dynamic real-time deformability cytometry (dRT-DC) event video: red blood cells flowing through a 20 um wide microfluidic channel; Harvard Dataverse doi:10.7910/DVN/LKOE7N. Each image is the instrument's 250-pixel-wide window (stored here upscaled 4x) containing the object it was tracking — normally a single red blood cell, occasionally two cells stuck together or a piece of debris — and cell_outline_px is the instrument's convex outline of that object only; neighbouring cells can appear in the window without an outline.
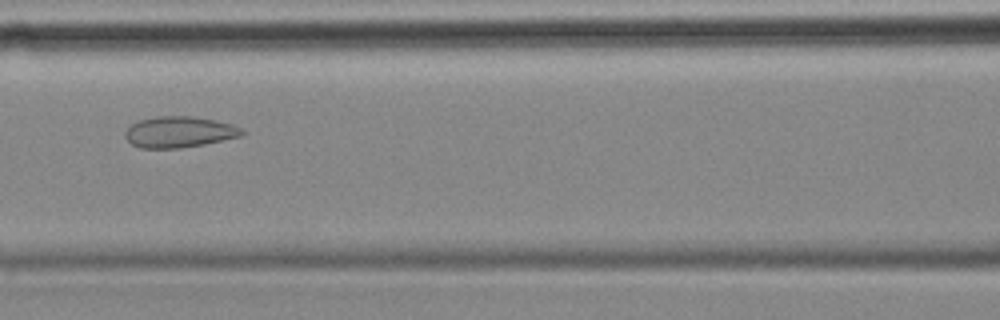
{"species": "common noctule bat (a hibernating species)", "species_latin": "Nyctalus noctula", "temperature_condition": "cold", "stored_images_in_passage": 51, "camera_frame_rate_fps": 3000, "um_per_image_px": 0.085, "animal": {"sex": "female", "body_mass_g": 18.4}, "frame": {"image": 1, "passage_image": 19, "time_ms": 6.0, "image_size_px": [1000, 320], "cell_outline_px": [[244, 132], [240, 136], [204, 144], [180, 148], [140, 148], [132, 144], [124, 136], [124, 132], [132, 124], [140, 120], [156, 116], [188, 116], [212, 120], [232, 124], [240, 128]], "centroid_in_image_um": [15.19, 11.22], "position_along_channel_um": 151.4, "area_um2": 20.87}}
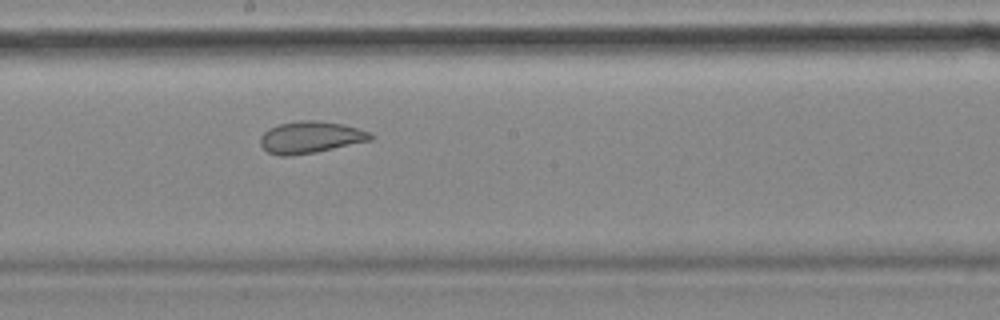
{"frame": {"image": 2, "passage_image": 25, "time_ms": 8.0, "image_size_px": [1000, 320], "cell_outline_px": [[372, 140], [316, 152], [288, 156], [280, 156], [268, 152], [260, 144], [260, 136], [268, 128], [280, 124], [300, 120], [316, 120], [344, 124], [372, 132]], "centroid_in_image_um": [26.39, 11.66], "position_along_channel_um": 221.8, "area_um2": 20.52}}
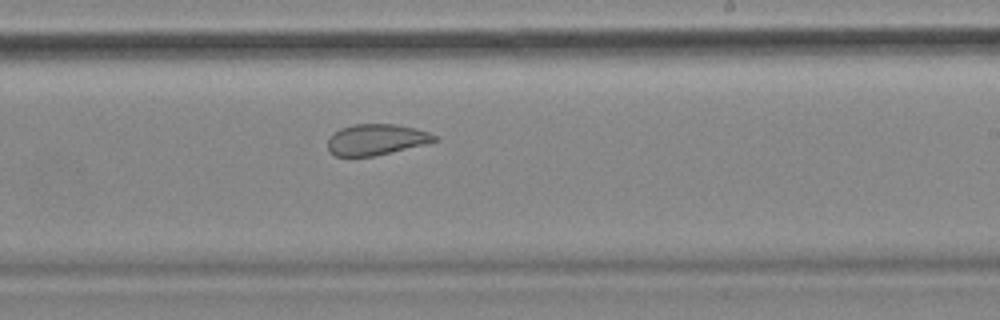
{"frame": {"image": 3, "passage_image": 28, "time_ms": 9.0, "image_size_px": [1000, 320], "cell_outline_px": [[440, 140], [392, 152], [372, 156], [336, 156], [328, 148], [328, 140], [340, 128], [352, 124], [396, 124], [416, 128], [428, 132], [436, 136]], "centroid_in_image_um": [32.01, 11.85], "position_along_channel_um": 257.0, "area_um2": 19.07}, "authors_computed_cell_mechanics": {"area_um2": 24.5072, "velocity_mm_per_s": 3.5437, "shape_relaxation_time_tau1_ms": null, "shape_relaxation_time_tau2_ms": 1.5718, "deformation_change_tau1": null, "deformation_change_tau2": 0.0768}}